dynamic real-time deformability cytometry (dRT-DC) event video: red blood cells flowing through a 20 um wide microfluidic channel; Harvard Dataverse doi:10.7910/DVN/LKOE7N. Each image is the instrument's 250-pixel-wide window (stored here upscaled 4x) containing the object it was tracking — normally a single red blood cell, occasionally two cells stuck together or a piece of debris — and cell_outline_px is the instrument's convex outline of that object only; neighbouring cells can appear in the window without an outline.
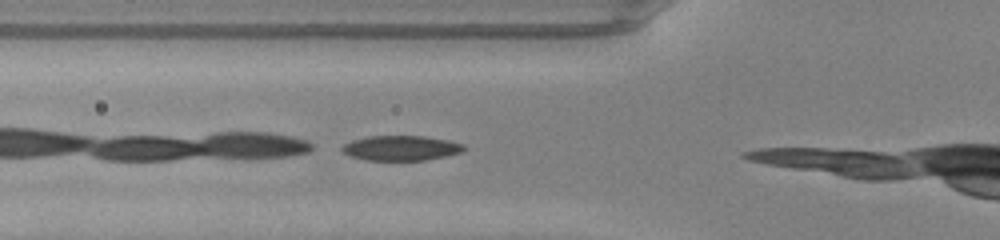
{"species": "common noctule bat (a hibernating species)", "species_latin": "Nyctalus noctula", "temperature_condition": "warm", "stored_images_in_passage": 6, "camera_frame_rate_fps": 3000, "um_per_image_px": 0.085, "animal": {"sex": "male", "body_mass_g": 20.0, "forearm_length_mm": 53.3}, "frame": {"image": 1, "passage_image": 2, "time_ms": 0.333, "image_size_px": [1000, 240], "cell_outline_px": [[468, 148], [460, 152], [444, 156], [424, 160], [364, 160], [348, 156], [340, 148], [344, 144], [352, 140], [368, 136], [424, 136], [448, 140], [464, 144]], "centroid_in_image_um": [34.06, 12.58], "position_along_channel_um": 91.7, "area_um2": 17.74}}